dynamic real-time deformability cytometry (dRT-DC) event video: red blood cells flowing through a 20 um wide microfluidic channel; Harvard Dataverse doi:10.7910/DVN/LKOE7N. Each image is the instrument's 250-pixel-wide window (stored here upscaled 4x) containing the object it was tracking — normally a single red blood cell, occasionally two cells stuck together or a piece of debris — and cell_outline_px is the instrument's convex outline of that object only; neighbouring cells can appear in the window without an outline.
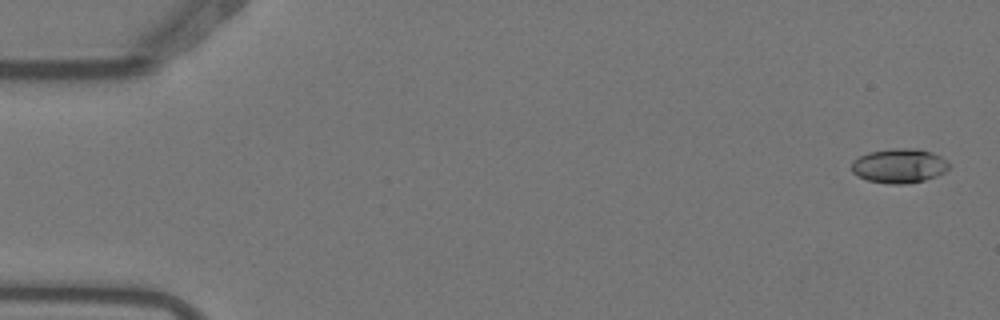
{"species": "Egyptian fruit bat (a non-hibernating species)", "species_latin": "Rousettus aegyptiacus", "temperature_condition": "warm", "stored_images_in_passage": 5, "camera_frame_rate_fps": 3000, "um_per_image_px": 0.085, "animal": {"sex": "female"}, "frame": {"image": 1, "passage_image": 1, "time_ms": 0.0, "image_size_px": [1000, 320], "cell_outline_px": [[948, 168], [944, 172], [936, 176], [924, 180], [904, 184], [892, 184], [868, 180], [856, 176], [852, 172], [852, 160], [868, 152], [896, 148], [920, 148], [932, 152], [940, 156], [948, 164]], "centroid_in_image_um": [76.4, 14.08], "position_along_channel_um": 8.6, "area_um2": 19.48}}
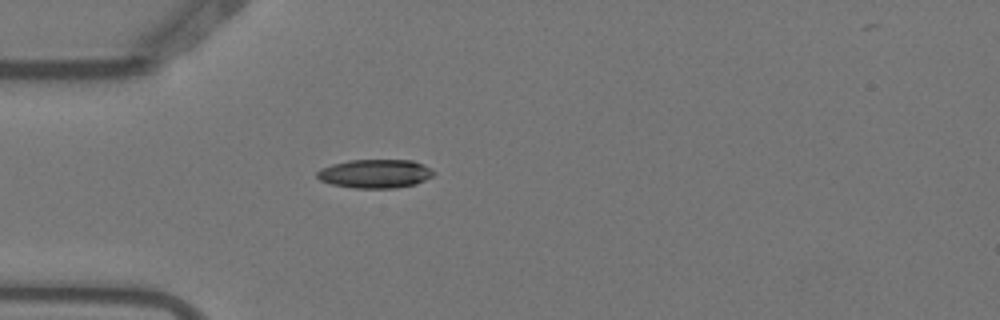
{"frame": {"image": 2, "passage_image": 5, "time_ms": 1.333, "image_size_px": [1000, 320], "cell_outline_px": [[436, 172], [432, 176], [416, 184], [396, 188], [352, 188], [332, 184], [320, 180], [316, 176], [316, 172], [320, 168], [332, 164], [348, 160], [412, 160], [424, 164]], "centroid_in_image_um": [31.88, 14.76], "position_along_channel_um": 53.1, "area_um2": 19.65}}